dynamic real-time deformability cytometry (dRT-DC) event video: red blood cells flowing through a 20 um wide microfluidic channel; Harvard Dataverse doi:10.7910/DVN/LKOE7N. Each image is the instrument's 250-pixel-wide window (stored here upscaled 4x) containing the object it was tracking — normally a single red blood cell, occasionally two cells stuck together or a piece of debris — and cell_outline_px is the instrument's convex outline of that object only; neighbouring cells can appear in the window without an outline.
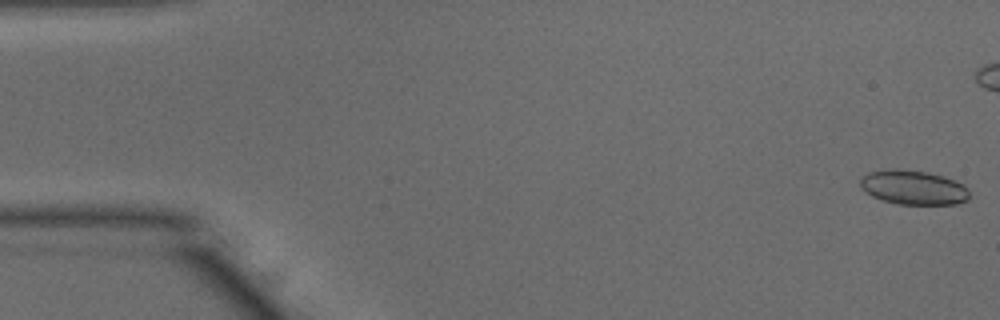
{"species": "common noctule bat (a hibernating species)", "species_latin": "Nyctalus noctula", "temperature_condition": "warm", "stored_images_in_passage": 53, "camera_frame_rate_fps": 3000, "um_per_image_px": 0.085, "animal": {"sex": "male", "body_mass_g": 15.6}, "frame": {"image": 1, "passage_image": 1, "time_ms": 0.0, "image_size_px": [1000, 320], "cell_outline_px": [[968, 200], [956, 204], [896, 204], [872, 196], [860, 188], [860, 180], [868, 172], [928, 172], [964, 184], [968, 188]], "centroid_in_image_um": [77.68, 15.99], "position_along_channel_um": 7.3, "area_um2": 20.87}}
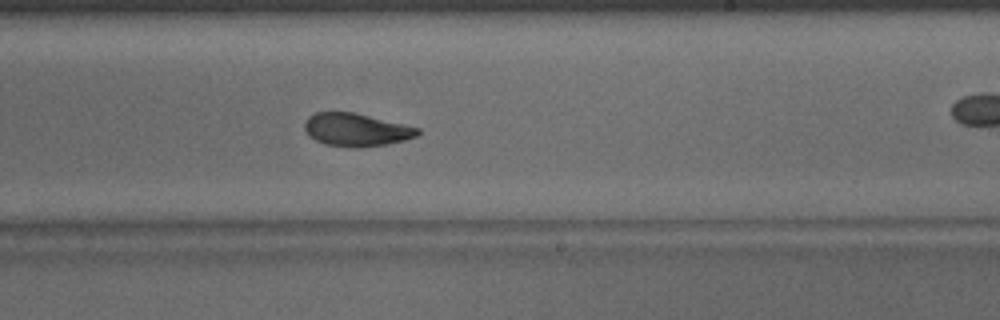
{"frame": {"image": 2, "passage_image": 31, "time_ms": 10.0, "image_size_px": [1000, 320], "cell_outline_px": [[420, 132], [416, 136], [404, 140], [388, 144], [356, 148], [352, 148], [324, 144], [316, 140], [304, 128], [304, 124], [308, 116], [316, 112], [352, 112], [404, 124], [420, 128]], "centroid_in_image_um": [30.28, 11.03], "position_along_channel_um": 258.7, "area_um2": 21.56}}
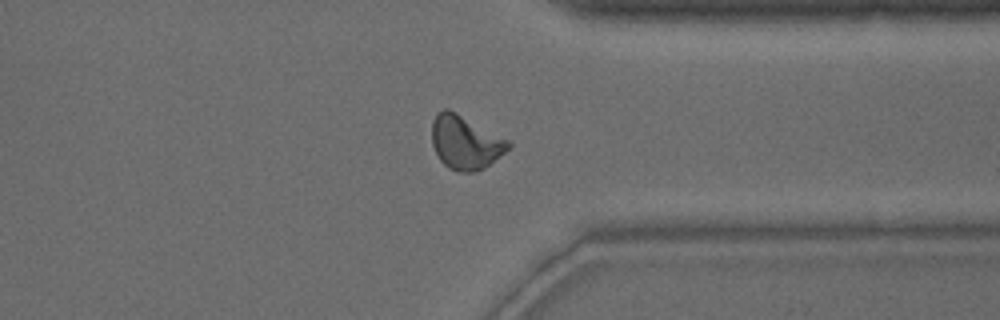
{"frame": {"image": 3, "passage_image": 40, "time_ms": 13.0, "image_size_px": [1000, 320], "cell_outline_px": [[512, 144], [504, 152], [484, 168], [476, 172], [456, 172], [448, 168], [440, 160], [432, 144], [432, 120], [444, 108], [448, 108], [456, 112], [508, 140]], "centroid_in_image_um": [39.53, 12.12], "position_along_channel_um": 371.9, "area_um2": 23.64}, "authors_computed_cell_mechanics": {"area_um2": 22.1952, "velocity_mm_per_s": 3.8686, "shape_relaxation_time_tau1_ms": 3.6306, "shape_relaxation_time_tau2_ms": 2.2738, "deformation_change_tau1": 0.1654, "deformation_change_tau2": 0.0734}}